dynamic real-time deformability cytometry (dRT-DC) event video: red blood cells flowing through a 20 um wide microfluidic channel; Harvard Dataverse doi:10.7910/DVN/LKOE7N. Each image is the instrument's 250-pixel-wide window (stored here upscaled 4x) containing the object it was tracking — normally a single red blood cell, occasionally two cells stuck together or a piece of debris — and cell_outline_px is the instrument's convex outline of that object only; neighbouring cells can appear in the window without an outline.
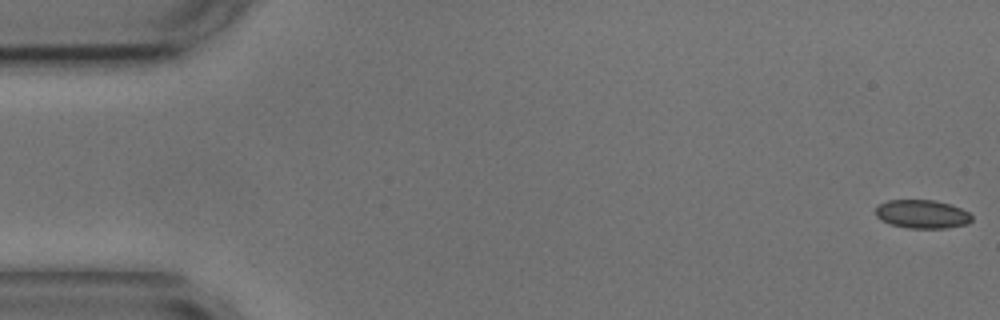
{"species": "common noctule bat (a hibernating species)", "species_latin": "Nyctalus noctula", "temperature_condition": "cold", "stored_images_in_passage": 10, "camera_frame_rate_fps": 3000, "um_per_image_px": 0.085, "animal": {"sex": "male", "body_mass_g": 17.9, "forearm_length_mm": 54.2}, "frame": {"image": 1, "passage_image": 1, "time_ms": 0.0, "image_size_px": [1000, 320], "cell_outline_px": [[972, 220], [968, 224], [948, 228], [908, 228], [892, 224], [880, 220], [876, 216], [876, 208], [880, 204], [888, 200], [936, 200], [952, 204], [968, 212], [972, 216]], "centroid_in_image_um": [78.41, 18.2], "position_along_channel_um": 6.6, "area_um2": 16.07}}